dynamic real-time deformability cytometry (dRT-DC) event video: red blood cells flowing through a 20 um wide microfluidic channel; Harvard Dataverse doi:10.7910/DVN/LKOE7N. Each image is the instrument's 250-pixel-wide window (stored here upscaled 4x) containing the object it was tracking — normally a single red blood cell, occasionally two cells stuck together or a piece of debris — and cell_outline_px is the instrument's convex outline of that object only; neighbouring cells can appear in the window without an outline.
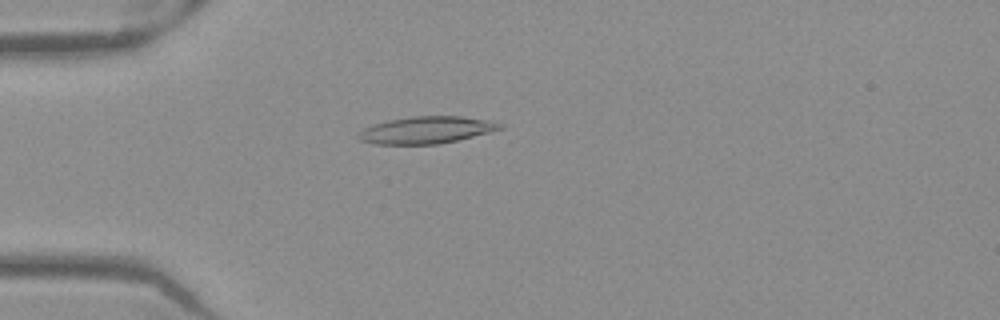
{"species": "Egyptian fruit bat (a non-hibernating species)", "species_latin": "Rousettus aegyptiacus", "temperature_condition": "warm", "stored_images_in_passage": 50, "camera_frame_rate_fps": 3000, "um_per_image_px": 0.085, "frame": {"image": 1, "passage_image": 13, "time_ms": 4.0, "image_size_px": [1000, 320], "cell_outline_px": [[504, 128], [440, 144], [376, 144], [360, 140], [356, 136], [364, 128], [372, 124], [388, 120], [412, 116], [464, 116], [504, 124]], "centroid_in_image_um": [36.21, 11.05], "position_along_channel_um": 48.8, "area_um2": 22.14}}
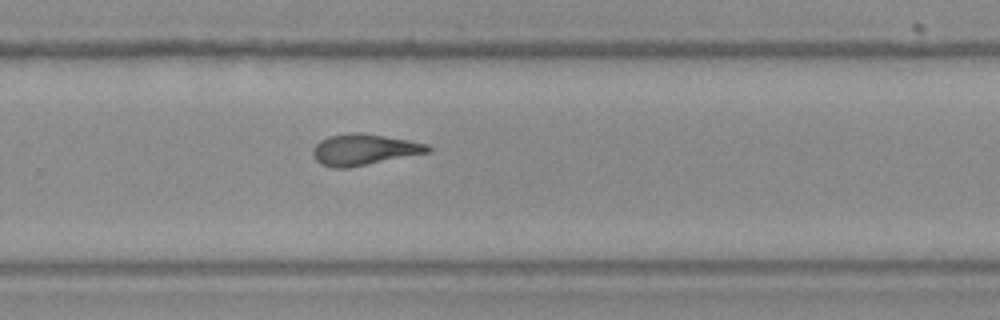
{"frame": {"image": 2, "passage_image": 33, "time_ms": 10.667, "image_size_px": [1000, 320], "cell_outline_px": [[432, 152], [348, 168], [332, 168], [320, 164], [316, 160], [312, 152], [316, 144], [320, 140], [328, 136], [348, 132], [364, 132], [408, 140], [428, 144], [432, 148]], "centroid_in_image_um": [30.96, 12.71], "position_along_channel_um": 298.8, "area_um2": 21.15}}
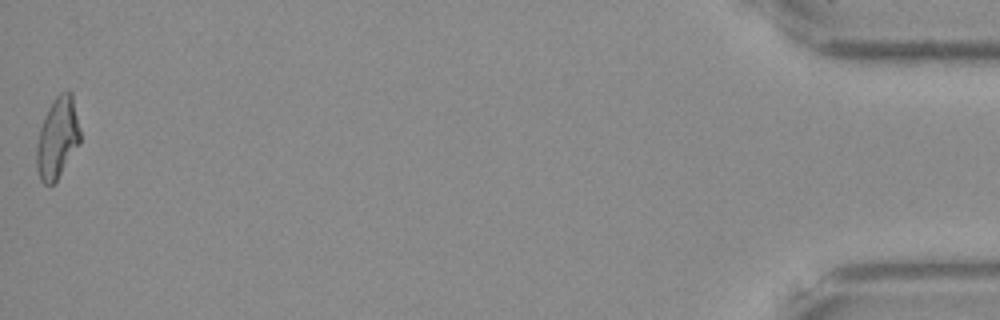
{"frame": {"image": 3, "passage_image": 50, "time_ms": 16.333, "image_size_px": [1000, 320], "cell_outline_px": [[80, 144], [56, 180], [52, 184], [44, 184], [40, 180], [36, 168], [36, 144], [40, 128], [44, 116], [52, 100], [60, 92], [68, 88], [72, 92], [80, 132]], "centroid_in_image_um": [4.87, 11.69], "position_along_channel_um": 430.3, "area_um2": 20.75}, "authors_computed_cell_mechanics": {"area_um2": 20.7791, "velocity_mm_per_s": 3.9811, "shape_relaxation_time_tau1_ms": null, "shape_relaxation_time_tau2_ms": 3.9144, "deformation_change_tau1": null, "deformation_change_tau2": 0.1523}}